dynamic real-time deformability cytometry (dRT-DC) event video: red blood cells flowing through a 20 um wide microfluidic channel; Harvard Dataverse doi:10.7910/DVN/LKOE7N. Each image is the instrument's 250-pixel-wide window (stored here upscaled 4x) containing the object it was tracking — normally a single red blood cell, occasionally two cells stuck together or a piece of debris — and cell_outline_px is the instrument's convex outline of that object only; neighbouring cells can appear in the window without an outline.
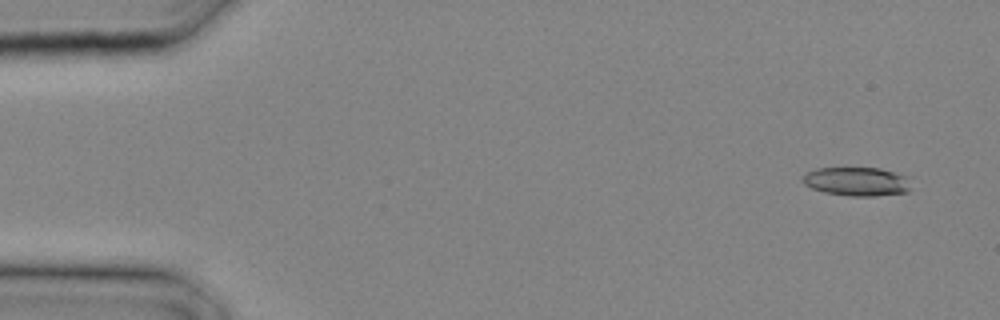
{"species": "common noctule bat (a hibernating species)", "species_latin": "Nyctalus noctula", "temperature_condition": "cold", "stored_images_in_passage": 13, "camera_frame_rate_fps": 3000, "um_per_image_px": 0.085, "animal": {"sex": "male", "body_mass_g": 20.4}, "frame": {"image": 1, "passage_image": 1, "time_ms": 0.0, "image_size_px": [1000, 320], "cell_outline_px": [[908, 192], [876, 196], [852, 196], [824, 192], [812, 188], [804, 184], [800, 180], [808, 172], [816, 168], [880, 168], [904, 176], [908, 188]], "centroid_in_image_um": [72.75, 15.43], "position_along_channel_um": 12.3, "area_um2": 17.8}}
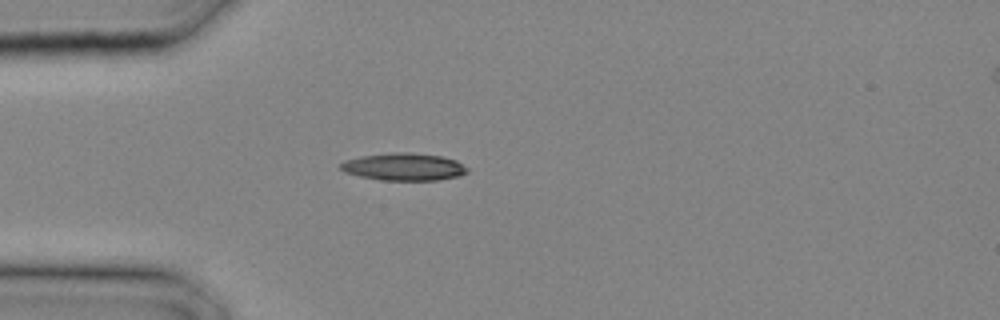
{"frame": {"image": 2, "passage_image": 7, "time_ms": 2.0, "image_size_px": [1000, 320], "cell_outline_px": [[468, 172], [460, 176], [440, 180], [380, 180], [360, 176], [344, 172], [340, 168], [340, 164], [344, 160], [360, 156], [392, 152], [412, 152], [440, 156], [456, 160], [468, 168]], "centroid_in_image_um": [34.33, 14.17], "position_along_channel_um": 50.7, "area_um2": 20.4}}
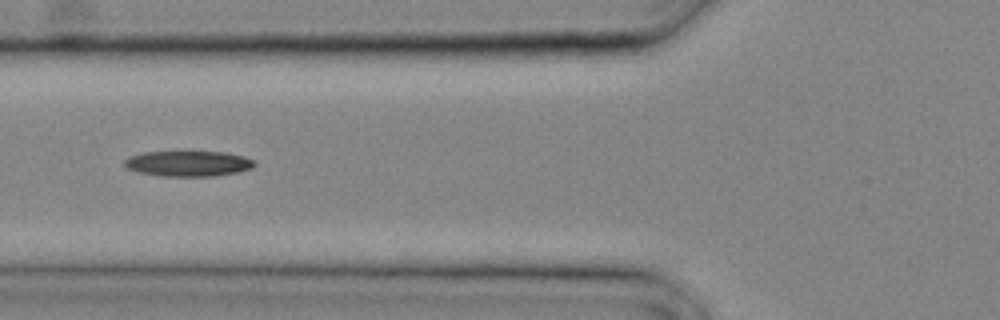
{"frame": {"image": 3, "passage_image": 10, "time_ms": 3.0, "image_size_px": [1000, 320], "cell_outline_px": [[256, 164], [252, 168], [240, 172], [216, 176], [160, 176], [140, 172], [124, 168], [124, 160], [128, 156], [144, 152], [224, 152], [244, 156], [252, 160]], "centroid_in_image_um": [15.99, 13.91], "position_along_channel_um": 109.8, "area_um2": 19.42}}